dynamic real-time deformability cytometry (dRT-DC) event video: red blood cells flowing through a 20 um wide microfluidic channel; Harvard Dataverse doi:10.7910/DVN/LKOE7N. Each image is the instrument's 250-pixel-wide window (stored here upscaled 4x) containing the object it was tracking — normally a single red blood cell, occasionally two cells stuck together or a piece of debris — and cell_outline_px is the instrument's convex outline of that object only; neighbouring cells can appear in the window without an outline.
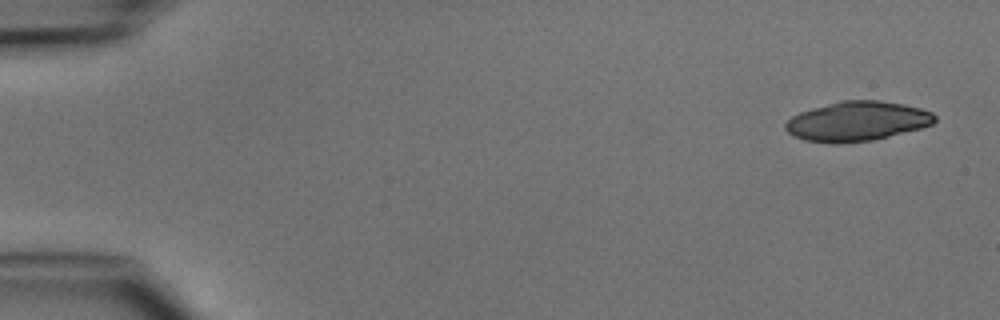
{"species": "common noctule bat (a hibernating species)", "species_latin": "Nyctalus noctula", "temperature_condition": "cold", "stored_images_in_passage": 4, "camera_frame_rate_fps": 3000, "um_per_image_px": 0.085, "animal": {"sex": "male", "body_mass_g": 15.6}, "frame": {"image": 1, "passage_image": 1, "time_ms": 0.0, "image_size_px": [1000, 320], "cell_outline_px": [[936, 120], [932, 124], [920, 128], [872, 140], [804, 140], [788, 132], [784, 128], [784, 124], [792, 116], [800, 112], [812, 108], [844, 100], [880, 100], [904, 104], [920, 108], [932, 112], [936, 116]], "centroid_in_image_um": [72.9, 10.25], "position_along_channel_um": 12.1, "area_um2": 33.29}}